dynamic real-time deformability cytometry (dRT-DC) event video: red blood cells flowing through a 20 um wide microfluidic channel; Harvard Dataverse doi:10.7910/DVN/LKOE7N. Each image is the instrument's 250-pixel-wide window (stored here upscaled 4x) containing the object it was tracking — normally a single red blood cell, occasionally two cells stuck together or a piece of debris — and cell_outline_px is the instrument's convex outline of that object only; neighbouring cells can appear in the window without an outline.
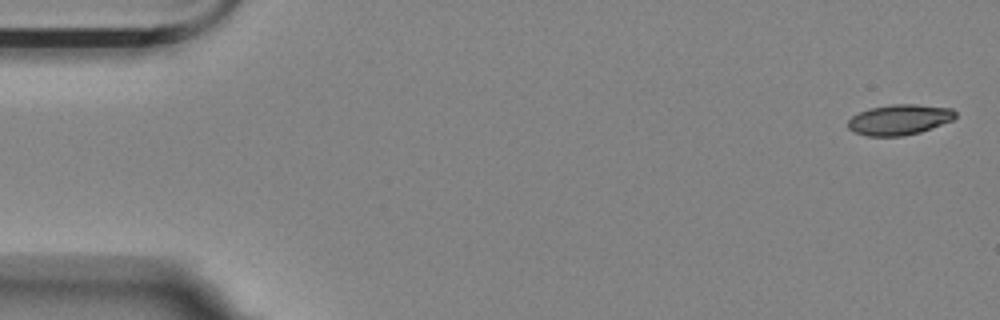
{"species": "Egyptian fruit bat (a non-hibernating species)", "species_latin": "Rousettus aegyptiacus", "temperature_condition": "room temperature", "stored_images_in_passage": 14, "camera_frame_rate_fps": 3000, "um_per_image_px": 0.085, "animal": {"sex": "female"}, "frame": {"image": 1, "passage_image": 1, "time_ms": 0.0, "image_size_px": [1000, 320], "cell_outline_px": [[956, 116], [952, 120], [920, 132], [904, 136], [868, 136], [852, 132], [848, 128], [848, 120], [852, 116], [868, 108], [892, 104], [916, 104], [952, 108], [956, 112]], "centroid_in_image_um": [76.42, 10.17], "position_along_channel_um": 8.6, "area_um2": 19.13}}
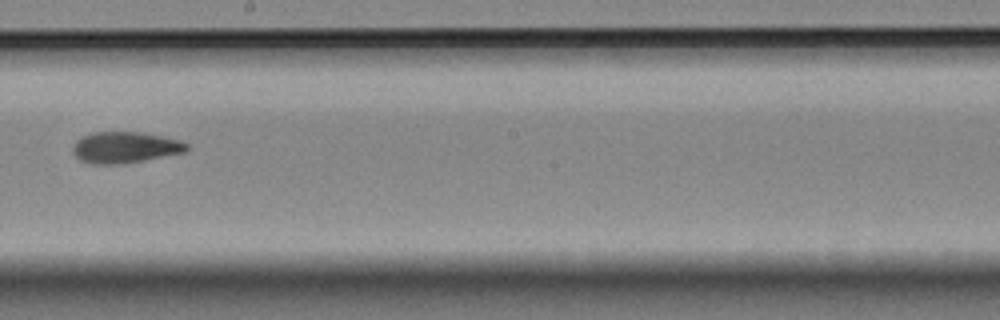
{"frame": {"image": 2, "passage_image": 8, "time_ms": 2.333, "image_size_px": [1000, 320], "cell_outline_px": [[188, 148], [184, 152], [124, 164], [88, 164], [80, 160], [72, 152], [72, 148], [76, 140], [80, 136], [92, 132], [144, 132], [180, 140], [188, 144]], "centroid_in_image_um": [10.58, 12.52], "position_along_channel_um": 237.6, "area_um2": 20.92}}
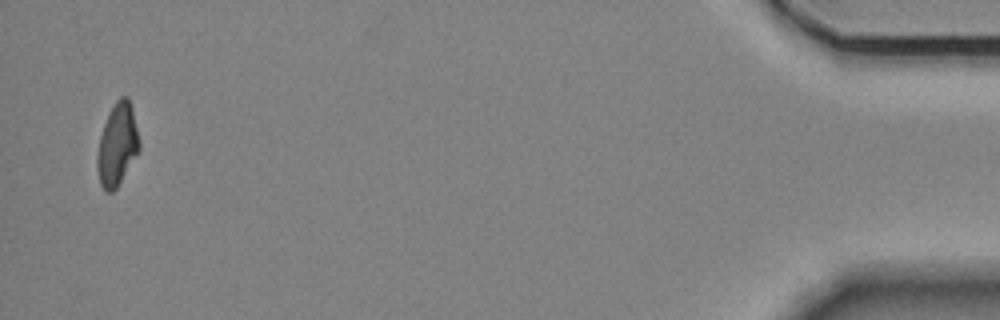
{"frame": {"image": 3, "passage_image": 14, "time_ms": 4.333, "image_size_px": [1000, 320], "cell_outline_px": [[140, 152], [116, 188], [112, 192], [104, 192], [100, 184], [96, 164], [96, 160], [100, 136], [104, 124], [116, 100], [120, 96], [128, 96], [132, 108], [140, 144]], "centroid_in_image_um": [9.97, 12.33], "position_along_channel_um": 425.2, "area_um2": 20.17}}